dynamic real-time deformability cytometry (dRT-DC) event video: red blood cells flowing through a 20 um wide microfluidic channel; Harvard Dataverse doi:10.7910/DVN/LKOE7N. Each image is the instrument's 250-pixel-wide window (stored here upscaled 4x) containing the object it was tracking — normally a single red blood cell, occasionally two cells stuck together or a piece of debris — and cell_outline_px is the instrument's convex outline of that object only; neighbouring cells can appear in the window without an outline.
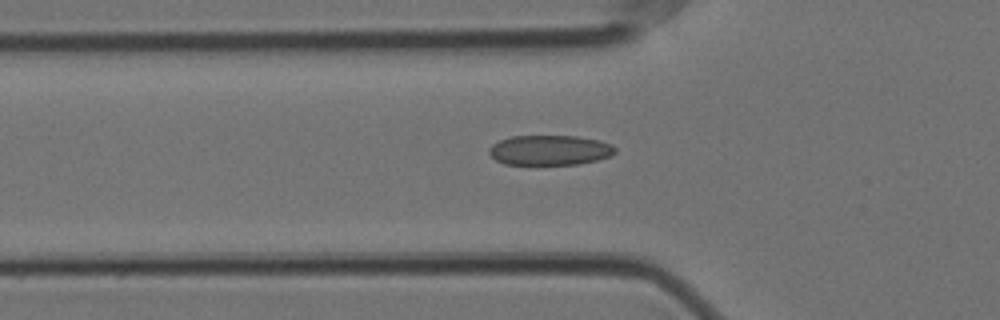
{"species": "Egyptian fruit bat (a non-hibernating species)", "species_latin": "Rousettus aegyptiacus", "temperature_condition": "cold", "stored_images_in_passage": 27, "camera_frame_rate_fps": 3000, "um_per_image_px": 0.085, "animal": {"sex": "female"}, "frame": {"image": 1, "passage_image": 4, "time_ms": 1.0, "image_size_px": [1000, 320], "cell_outline_px": [[616, 152], [612, 156], [580, 164], [536, 168], [504, 164], [496, 160], [488, 152], [488, 148], [492, 144], [500, 140], [512, 136], [576, 136], [600, 140], [612, 144], [616, 148]], "centroid_in_image_um": [46.71, 12.82], "position_along_channel_um": 79.1, "area_um2": 23.24}}
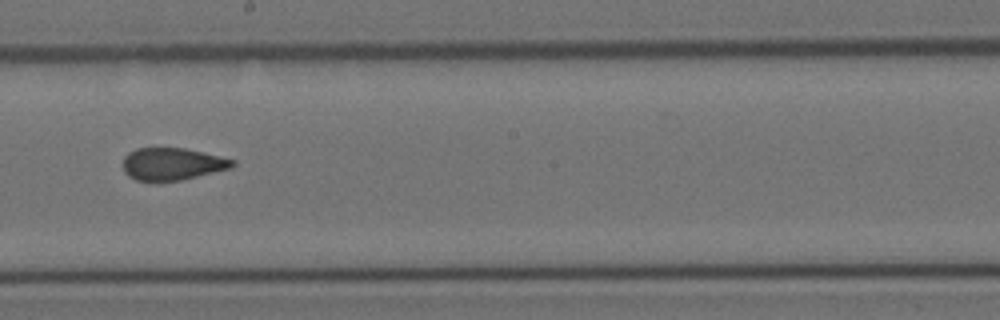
{"frame": {"image": 2, "passage_image": 17, "time_ms": 5.333, "image_size_px": [1000, 320], "cell_outline_px": [[236, 164], [232, 168], [180, 180], [136, 180], [128, 176], [124, 172], [124, 156], [128, 152], [136, 148], [184, 148], [236, 160]], "centroid_in_image_um": [14.65, 13.92], "position_along_channel_um": 233.6, "area_um2": 20.4}}
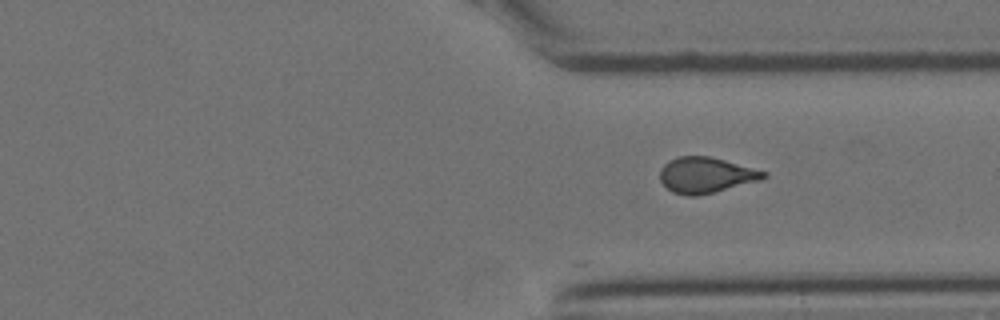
{"frame": {"image": 3, "passage_image": 27, "time_ms": 8.667, "image_size_px": [1000, 320], "cell_outline_px": [[768, 176], [760, 180], [700, 196], [688, 196], [672, 192], [660, 180], [660, 168], [668, 160], [680, 156], [708, 156], [724, 160], [768, 172]], "centroid_in_image_um": [59.99, 14.89], "position_along_channel_um": 351.4, "area_um2": 21.56}}